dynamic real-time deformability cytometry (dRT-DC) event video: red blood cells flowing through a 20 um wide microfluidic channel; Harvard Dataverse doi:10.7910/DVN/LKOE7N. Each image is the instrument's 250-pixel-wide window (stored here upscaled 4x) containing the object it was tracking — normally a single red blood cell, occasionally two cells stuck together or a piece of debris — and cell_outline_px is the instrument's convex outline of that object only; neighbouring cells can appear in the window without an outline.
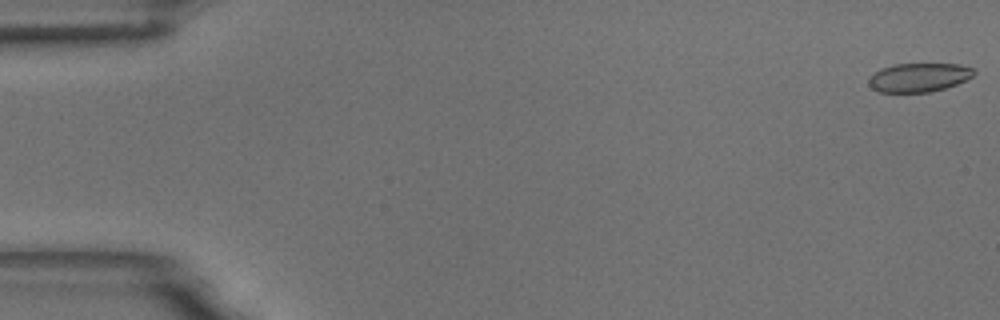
{"species": "common noctule bat (a hibernating species)", "species_latin": "Nyctalus noctula", "temperature_condition": "room temperature", "stored_images_in_passage": 57, "camera_frame_rate_fps": 3000, "um_per_image_px": 0.085, "animal": {"sex": "male", "body_mass_g": 18.8}, "frame": {"image": 1, "passage_image": 1, "time_ms": 0.0, "image_size_px": [1000, 320], "cell_outline_px": [[976, 72], [972, 76], [956, 84], [944, 88], [928, 92], [880, 92], [872, 88], [868, 84], [868, 80], [880, 68], [896, 64], [960, 64], [976, 68]], "centroid_in_image_um": [78.12, 6.57], "position_along_channel_um": 6.9, "area_um2": 17.57}}
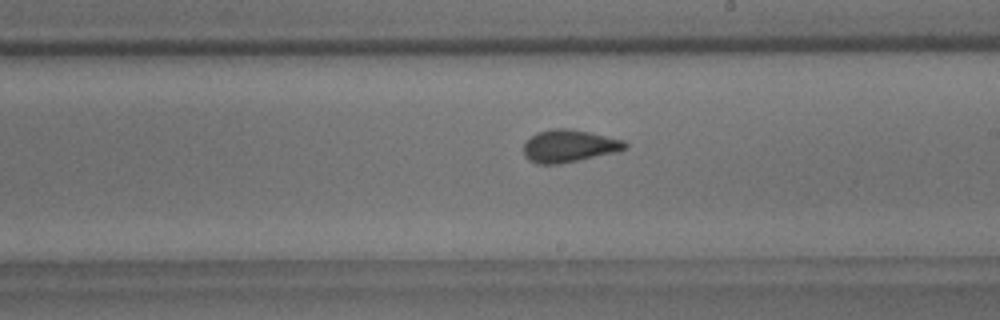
{"frame": {"image": 2, "passage_image": 34, "time_ms": 11.0, "image_size_px": [1000, 320], "cell_outline_px": [[628, 148], [620, 152], [560, 164], [536, 164], [528, 160], [524, 156], [524, 144], [536, 132], [552, 128], [568, 128], [588, 132], [624, 140], [628, 144]], "centroid_in_image_um": [48.4, 12.42], "position_along_channel_um": 240.6, "area_um2": 19.48}}
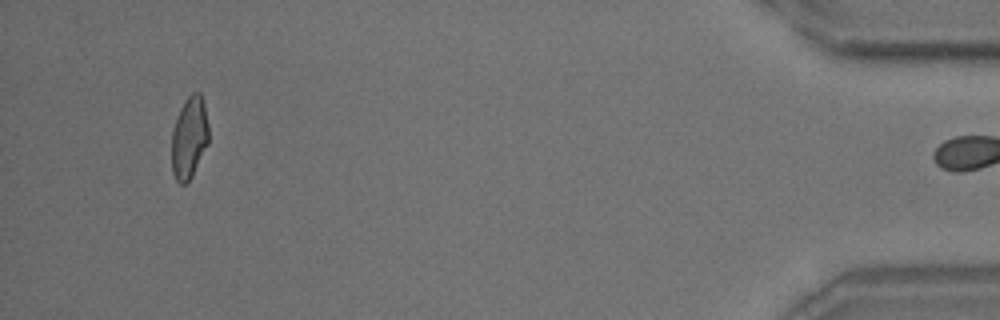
{"frame": {"image": 3, "passage_image": 56, "time_ms": 18.333, "image_size_px": [1000, 320], "cell_outline_px": [[208, 144], [188, 184], [180, 184], [176, 180], [172, 172], [172, 128], [176, 116], [184, 100], [192, 92], [200, 92], [204, 104], [208, 124]], "centroid_in_image_um": [16.07, 11.7], "position_along_channel_um": 419.1, "area_um2": 17.92}, "authors_computed_cell_mechanics": {"area_um2": 18.8428, "velocity_mm_per_s": 3.4327, "shape_relaxation_time_tau1_ms": 7.9201, "shape_relaxation_time_tau2_ms": 1.0096, "deformation_change_tau1": 0.1436, "deformation_change_tau2": 0.058}}